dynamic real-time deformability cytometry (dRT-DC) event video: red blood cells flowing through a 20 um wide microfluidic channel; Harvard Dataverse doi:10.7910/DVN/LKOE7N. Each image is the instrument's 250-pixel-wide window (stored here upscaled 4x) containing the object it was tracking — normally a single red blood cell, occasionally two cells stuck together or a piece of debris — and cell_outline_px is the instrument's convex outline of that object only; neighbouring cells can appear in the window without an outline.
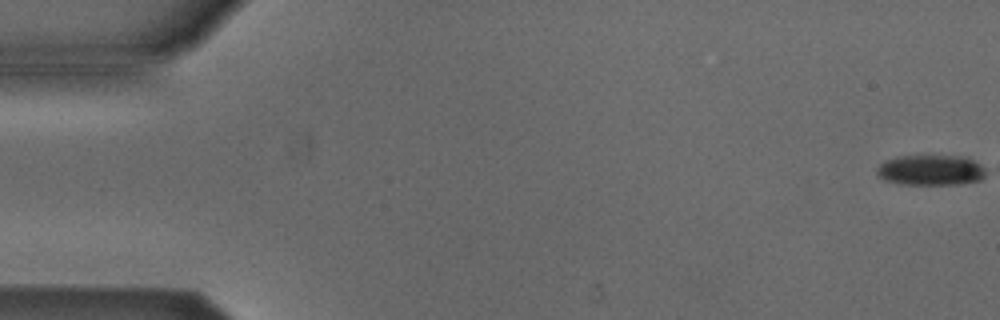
{"species": "Egyptian fruit bat (a non-hibernating species)", "species_latin": "Rousettus aegyptiacus", "temperature_condition": "cold", "stored_images_in_passage": 6, "camera_frame_rate_fps": 3000, "um_per_image_px": 0.085, "animal": {"sex": "male"}, "frame": {"image": 1, "passage_image": 1, "time_ms": 0.0, "image_size_px": [1000, 320], "cell_outline_px": [[984, 176], [980, 180], [960, 184], [900, 184], [884, 180], [876, 176], [876, 168], [884, 160], [896, 156], [960, 156], [972, 160], [980, 164], [984, 168]], "centroid_in_image_um": [79.04, 14.46], "position_along_channel_um": 6.0, "area_um2": 19.36}}